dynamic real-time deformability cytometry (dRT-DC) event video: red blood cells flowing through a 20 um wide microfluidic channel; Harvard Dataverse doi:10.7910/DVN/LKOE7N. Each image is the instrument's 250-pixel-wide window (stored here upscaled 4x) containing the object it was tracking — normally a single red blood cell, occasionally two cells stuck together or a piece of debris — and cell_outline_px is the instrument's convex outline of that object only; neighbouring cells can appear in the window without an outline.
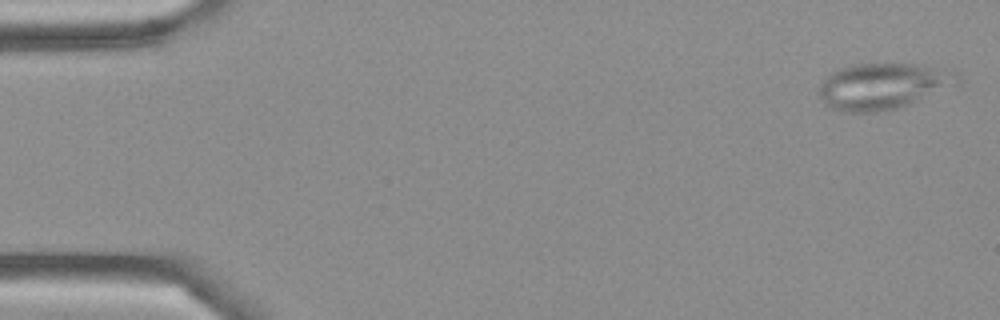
{"species": "Egyptian fruit bat (a non-hibernating species)", "species_latin": "Rousettus aegyptiacus", "temperature_condition": "cold", "stored_images_in_passage": 48, "segment_of_instrument_passage": [1, 2], "camera_frame_rate_fps": 3000, "um_per_image_px": 0.085, "frame": {"image": 1, "passage_image": 1, "time_ms": 0.0, "image_size_px": [1000, 320], "cell_outline_px": [[960, 84], [908, 104], [896, 108], [876, 112], [840, 112], [824, 104], [816, 88], [832, 72], [840, 68], [852, 64], [916, 64], [948, 68], [960, 72]], "centroid_in_image_um": [75.09, 7.31], "position_along_channel_um": 9.9, "area_um2": 37.63}}